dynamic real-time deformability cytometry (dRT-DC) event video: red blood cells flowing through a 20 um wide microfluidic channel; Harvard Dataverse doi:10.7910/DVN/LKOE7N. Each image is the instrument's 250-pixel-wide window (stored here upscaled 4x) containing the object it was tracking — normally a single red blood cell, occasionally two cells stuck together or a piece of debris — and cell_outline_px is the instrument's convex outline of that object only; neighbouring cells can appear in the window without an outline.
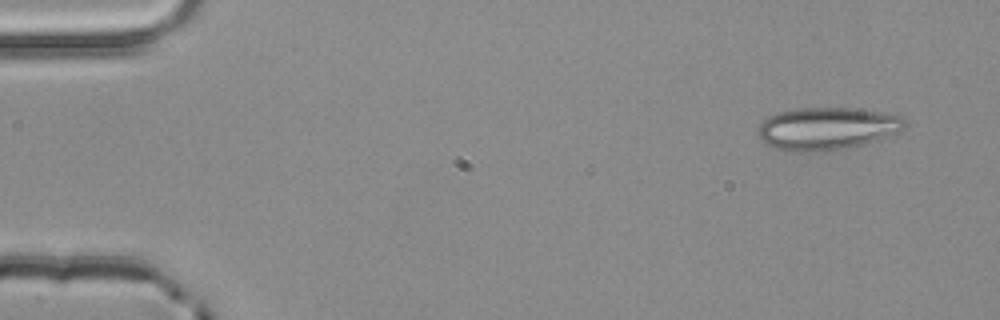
{"species": "common noctule bat (a hibernating species)", "species_latin": "Nyctalus noctula", "temperature_condition": "room temperature", "stored_images_in_passage": 3, "camera_frame_rate_fps": 3000, "um_per_image_px": 0.085, "animal": {"sex": "male", "body_mass_g": 20.4}, "frame": {"image": 1, "passage_image": 1, "time_ms": 0.0, "image_size_px": [1000, 320], "cell_outline_px": [[908, 124], [904, 128], [896, 132], [856, 148], [824, 152], [796, 152], [776, 148], [768, 144], [756, 132], [760, 124], [768, 116], [776, 112], [796, 108], [852, 108], [884, 112], [900, 116], [908, 120]], "centroid_in_image_um": [70.32, 10.93], "position_along_channel_um": 14.7, "area_um2": 36.88}}